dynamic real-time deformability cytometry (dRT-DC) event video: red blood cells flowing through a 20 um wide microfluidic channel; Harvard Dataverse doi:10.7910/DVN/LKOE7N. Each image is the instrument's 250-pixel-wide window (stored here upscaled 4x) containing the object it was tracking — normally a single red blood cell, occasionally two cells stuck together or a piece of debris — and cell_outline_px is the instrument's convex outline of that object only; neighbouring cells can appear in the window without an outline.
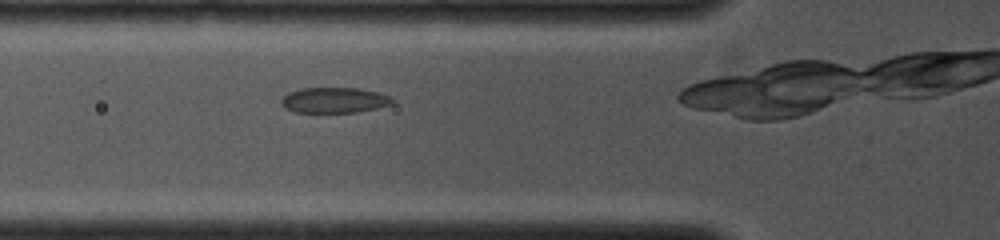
{"species": "common noctule bat (a hibernating species)", "species_latin": "Nyctalus noctula", "temperature_condition": "cold", "stored_images_in_passage": 5, "camera_frame_rate_fps": 4000, "um_per_image_px": 0.085, "animal": {"sex": "female", "body_mass_g": 19.0, "forearm_length_mm": 53.3}, "frame": {"image": 1, "passage_image": 3, "time_ms": 0.75, "image_size_px": [1000, 240], "cell_outline_px": [[396, 104], [356, 112], [296, 112], [284, 108], [280, 104], [280, 100], [288, 92], [300, 88], [356, 88], [376, 92], [388, 96], [396, 100]], "centroid_in_image_um": [28.4, 8.52], "position_along_channel_um": 97.4, "area_um2": 16.59}}